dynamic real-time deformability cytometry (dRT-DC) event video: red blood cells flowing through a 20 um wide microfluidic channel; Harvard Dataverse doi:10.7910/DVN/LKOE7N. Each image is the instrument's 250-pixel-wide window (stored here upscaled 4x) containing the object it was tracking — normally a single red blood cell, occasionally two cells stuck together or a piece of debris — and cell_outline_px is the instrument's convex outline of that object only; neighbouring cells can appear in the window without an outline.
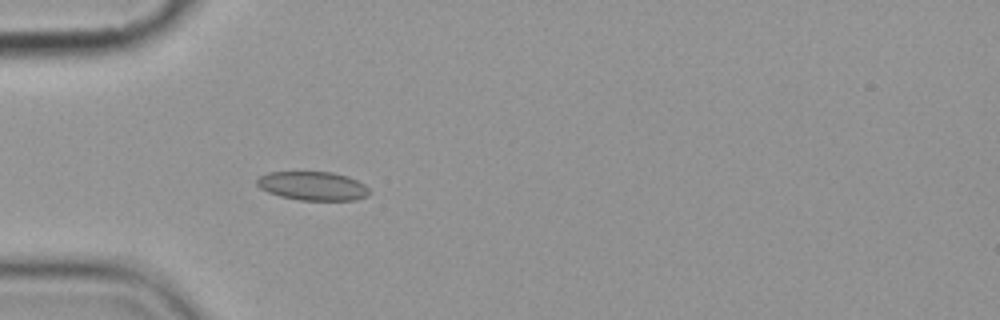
{"species": "common noctule bat (a hibernating species)", "species_latin": "Nyctalus noctula", "temperature_condition": "cold", "stored_images_in_passage": 5, "camera_frame_rate_fps": 3000, "um_per_image_px": 0.085, "animal": {"sex": "female", "body_mass_g": 19.9}, "frame": {"image": 1, "passage_image": 5, "time_ms": 4.667, "image_size_px": [1000, 320], "cell_outline_px": [[368, 196], [356, 200], [300, 200], [280, 196], [268, 192], [260, 188], [256, 184], [256, 180], [260, 176], [268, 172], [332, 172], [348, 176], [364, 184], [368, 188]], "centroid_in_image_um": [26.58, 15.8], "position_along_channel_um": 58.4, "area_um2": 18.84}}